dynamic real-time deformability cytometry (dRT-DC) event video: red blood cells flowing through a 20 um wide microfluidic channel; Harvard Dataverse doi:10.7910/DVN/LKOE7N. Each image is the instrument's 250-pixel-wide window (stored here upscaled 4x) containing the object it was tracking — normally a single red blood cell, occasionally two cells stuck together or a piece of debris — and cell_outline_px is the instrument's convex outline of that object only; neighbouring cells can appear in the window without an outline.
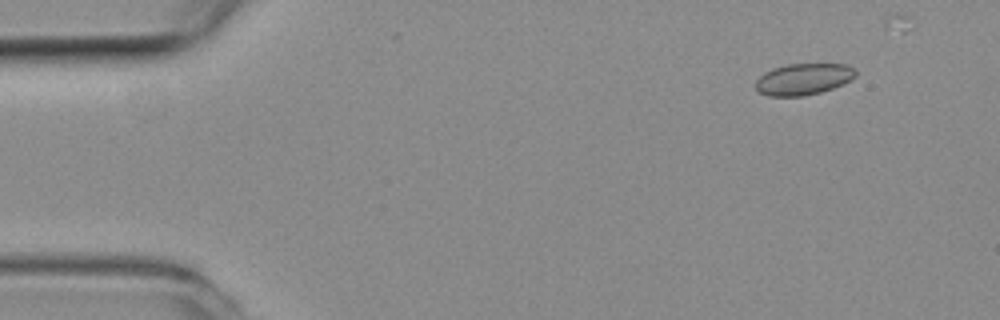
{"species": "common noctule bat (a hibernating species)", "species_latin": "Nyctalus noctula", "temperature_condition": "room temperature", "stored_images_in_passage": 15, "camera_frame_rate_fps": 3000, "um_per_image_px": 0.085, "animal": {"sex": "female", "body_mass_g": 19.3, "forearm_length_mm": 54.1}, "frame": {"image": 1, "passage_image": 4, "time_ms": 1.0, "image_size_px": [1000, 320], "cell_outline_px": [[856, 76], [832, 88], [820, 92], [804, 96], [768, 96], [760, 92], [756, 88], [756, 80], [764, 72], [772, 68], [788, 64], [844, 64], [852, 68], [856, 72]], "centroid_in_image_um": [68.24, 6.72], "position_along_channel_um": 16.8, "area_um2": 18.09}}
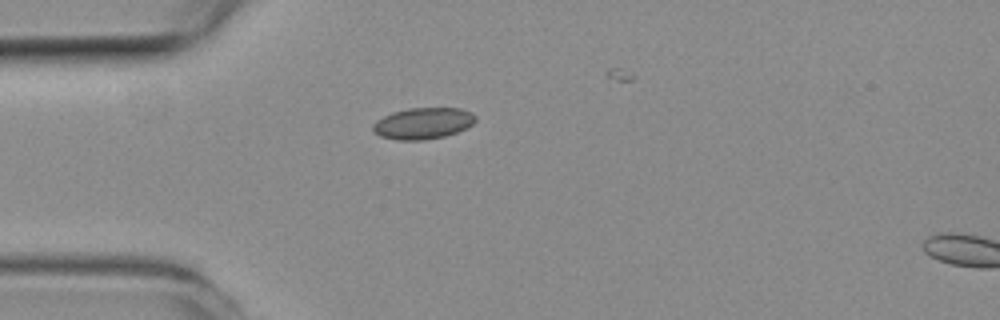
{"frame": {"image": 2, "passage_image": 13, "time_ms": 4.0, "image_size_px": [1000, 320], "cell_outline_px": [[476, 120], [472, 124], [456, 132], [444, 136], [424, 140], [396, 140], [380, 136], [372, 132], [372, 124], [376, 120], [392, 112], [408, 108], [460, 108], [472, 112], [476, 116]], "centroid_in_image_um": [35.92, 10.48], "position_along_channel_um": 49.1, "area_um2": 18.84}}